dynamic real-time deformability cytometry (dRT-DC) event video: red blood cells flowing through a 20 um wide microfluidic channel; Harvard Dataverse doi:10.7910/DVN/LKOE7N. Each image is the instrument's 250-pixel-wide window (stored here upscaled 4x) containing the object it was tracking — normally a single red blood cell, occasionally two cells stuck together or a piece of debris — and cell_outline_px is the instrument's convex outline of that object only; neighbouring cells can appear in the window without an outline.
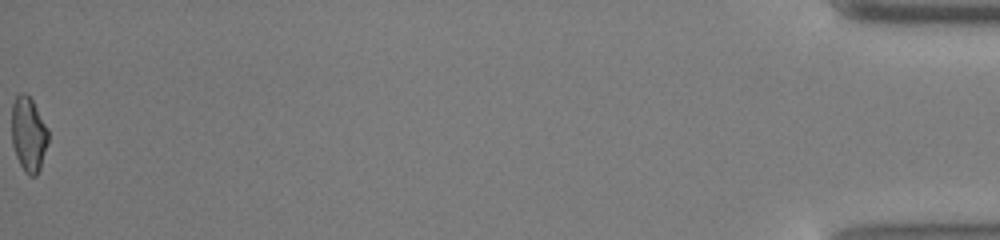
{"species": "common noctule bat (a hibernating species)", "species_latin": "Nyctalus noctula", "temperature_condition": "cold", "stored_images_in_passage": 49, "camera_frame_rate_fps": 3000, "um_per_image_px": 0.085, "animal": {"sex": "male", "body_mass_g": 13.0, "forearm_length_mm": 53.1}, "frame": {"image": 1, "passage_image": 49, "time_ms": 16.0, "image_size_px": [1000, 240], "cell_outline_px": [[48, 144], [40, 168], [36, 176], [28, 176], [24, 172], [16, 156], [12, 144], [12, 104], [16, 96], [20, 92], [24, 92], [32, 100], [48, 128]], "centroid_in_image_um": [2.43, 11.43], "position_along_channel_um": 432.8, "area_um2": 16.01}}